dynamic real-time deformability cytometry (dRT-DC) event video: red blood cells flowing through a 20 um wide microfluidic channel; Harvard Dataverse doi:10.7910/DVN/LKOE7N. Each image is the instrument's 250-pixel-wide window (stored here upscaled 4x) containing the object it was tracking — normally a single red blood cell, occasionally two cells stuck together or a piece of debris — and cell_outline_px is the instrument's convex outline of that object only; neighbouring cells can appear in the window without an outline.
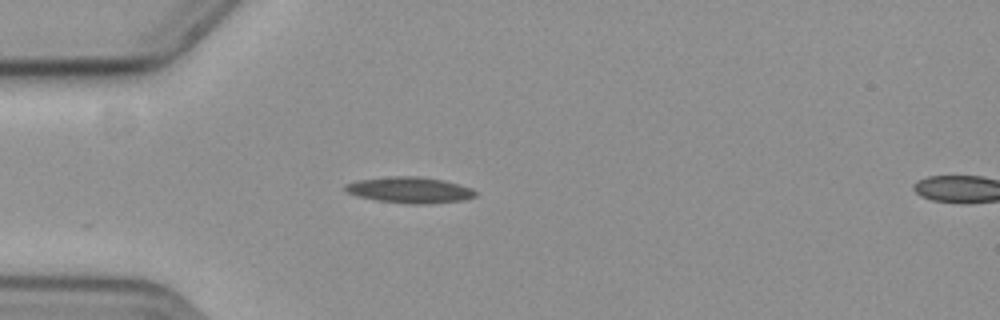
{"species": "common noctule bat (a hibernating species)", "species_latin": "Nyctalus noctula", "temperature_condition": "cold", "stored_images_in_passage": 14, "camera_frame_rate_fps": 3000, "um_per_image_px": 0.085, "animal": {"sex": "female", "body_mass_g": 19.3, "forearm_length_mm": 54.1}, "frame": {"image": 1, "passage_image": 12, "time_ms": 3.667, "image_size_px": [1000, 320], "cell_outline_px": [[476, 196], [464, 200], [424, 204], [408, 204], [376, 200], [356, 196], [348, 192], [344, 188], [344, 184], [356, 180], [396, 176], [416, 176], [444, 180], [472, 188], [476, 192]], "centroid_in_image_um": [34.82, 16.15], "position_along_channel_um": 50.2, "area_um2": 19.77}}